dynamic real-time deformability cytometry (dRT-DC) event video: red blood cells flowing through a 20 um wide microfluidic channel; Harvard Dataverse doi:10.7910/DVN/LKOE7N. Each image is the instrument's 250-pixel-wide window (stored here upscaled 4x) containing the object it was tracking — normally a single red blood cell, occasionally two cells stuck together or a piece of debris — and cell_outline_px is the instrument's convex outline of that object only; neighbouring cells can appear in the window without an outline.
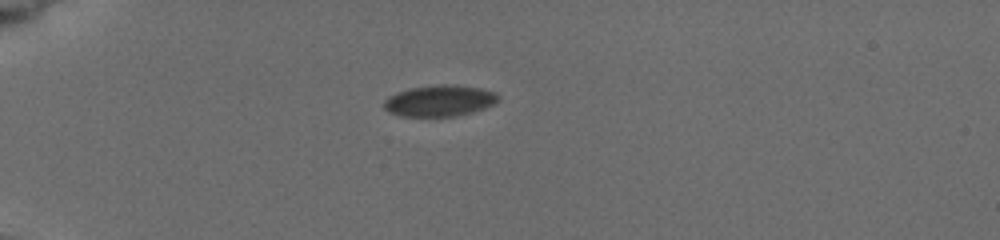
{"species": "common noctule bat (a hibernating species)", "species_latin": "Nyctalus noctula", "temperature_condition": "cold", "stored_images_in_passage": 50, "camera_frame_rate_fps": 3000, "um_per_image_px": 0.085, "animal": {"sex": "female", "body_mass_g": 19.5, "forearm_length_mm": 54.1}, "frame": {"image": 1, "passage_image": 1, "time_ms": 0.0, "image_size_px": [1000, 240], "cell_outline_px": [[500, 96], [492, 104], [484, 108], [472, 112], [452, 116], [400, 116], [388, 112], [384, 108], [384, 100], [388, 96], [396, 92], [412, 88], [440, 84], [452, 84], [480, 88], [496, 92]], "centroid_in_image_um": [37.33, 8.56], "position_along_channel_um": 47.7, "area_um2": 20.69}}
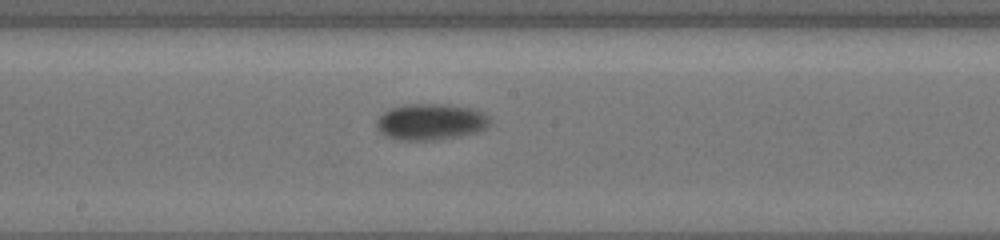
{"frame": {"image": 2, "passage_image": 20, "time_ms": 5.333, "image_size_px": [1000, 240], "cell_outline_px": [[488, 124], [484, 128], [476, 132], [456, 136], [432, 140], [400, 140], [388, 136], [380, 132], [376, 124], [376, 120], [384, 112], [392, 108], [404, 104], [440, 104], [468, 108], [480, 112], [488, 116]], "centroid_in_image_um": [36.54, 10.35], "position_along_channel_um": 211.7, "area_um2": 23.35}}
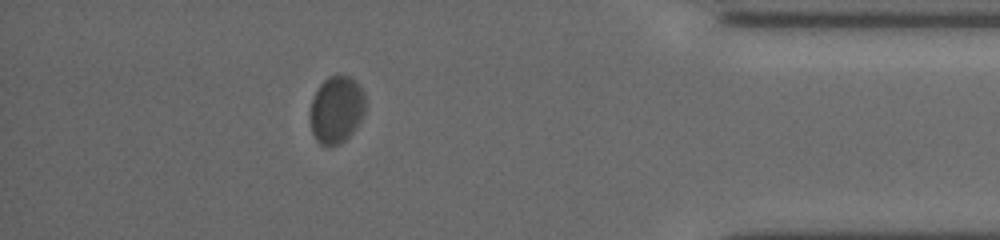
{"frame": {"image": 3, "passage_image": 41, "time_ms": 11.333, "image_size_px": [1000, 240], "cell_outline_px": [[364, 112], [356, 128], [340, 144], [320, 144], [316, 140], [312, 132], [312, 100], [320, 84], [328, 76], [352, 76], [356, 80], [364, 92]], "centroid_in_image_um": [28.63, 9.28], "position_along_channel_um": 406.6, "area_um2": 21.15}, "authors_computed_cell_mechanics": {"area_um2": 22.2819, "velocity_mm_per_s": 3.7612, "shape_relaxation_time_tau1_ms": 1.6479, "shape_relaxation_time_tau2_ms": null, "deformation_change_tau1": 0.0472, "deformation_change_tau2": null}}